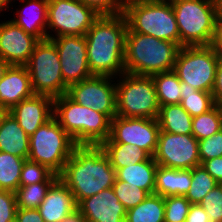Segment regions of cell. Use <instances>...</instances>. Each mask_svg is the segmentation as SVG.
<instances>
[{
  "instance_id": "obj_1",
  "label": "cell",
  "mask_w": 222,
  "mask_h": 222,
  "mask_svg": "<svg viewBox=\"0 0 222 222\" xmlns=\"http://www.w3.org/2000/svg\"><path fill=\"white\" fill-rule=\"evenodd\" d=\"M127 21L123 13L100 15L86 32L87 58L92 75L118 77L125 73Z\"/></svg>"
},
{
  "instance_id": "obj_2",
  "label": "cell",
  "mask_w": 222,
  "mask_h": 222,
  "mask_svg": "<svg viewBox=\"0 0 222 222\" xmlns=\"http://www.w3.org/2000/svg\"><path fill=\"white\" fill-rule=\"evenodd\" d=\"M59 178L72 192L78 205L83 199L111 188L116 170L100 145H77Z\"/></svg>"
},
{
  "instance_id": "obj_3",
  "label": "cell",
  "mask_w": 222,
  "mask_h": 222,
  "mask_svg": "<svg viewBox=\"0 0 222 222\" xmlns=\"http://www.w3.org/2000/svg\"><path fill=\"white\" fill-rule=\"evenodd\" d=\"M180 46L150 35L131 32L125 37V73L152 76L174 69Z\"/></svg>"
},
{
  "instance_id": "obj_4",
  "label": "cell",
  "mask_w": 222,
  "mask_h": 222,
  "mask_svg": "<svg viewBox=\"0 0 222 222\" xmlns=\"http://www.w3.org/2000/svg\"><path fill=\"white\" fill-rule=\"evenodd\" d=\"M53 117L77 145H100L109 138L111 119L76 103L67 94L54 98Z\"/></svg>"
},
{
  "instance_id": "obj_5",
  "label": "cell",
  "mask_w": 222,
  "mask_h": 222,
  "mask_svg": "<svg viewBox=\"0 0 222 222\" xmlns=\"http://www.w3.org/2000/svg\"><path fill=\"white\" fill-rule=\"evenodd\" d=\"M123 14L131 32L180 46L179 30L170 0H125Z\"/></svg>"
},
{
  "instance_id": "obj_6",
  "label": "cell",
  "mask_w": 222,
  "mask_h": 222,
  "mask_svg": "<svg viewBox=\"0 0 222 222\" xmlns=\"http://www.w3.org/2000/svg\"><path fill=\"white\" fill-rule=\"evenodd\" d=\"M175 14L180 47L212 43L219 5L215 0H170Z\"/></svg>"
},
{
  "instance_id": "obj_7",
  "label": "cell",
  "mask_w": 222,
  "mask_h": 222,
  "mask_svg": "<svg viewBox=\"0 0 222 222\" xmlns=\"http://www.w3.org/2000/svg\"><path fill=\"white\" fill-rule=\"evenodd\" d=\"M77 144L54 117L30 136L28 160L46 166L58 176Z\"/></svg>"
},
{
  "instance_id": "obj_8",
  "label": "cell",
  "mask_w": 222,
  "mask_h": 222,
  "mask_svg": "<svg viewBox=\"0 0 222 222\" xmlns=\"http://www.w3.org/2000/svg\"><path fill=\"white\" fill-rule=\"evenodd\" d=\"M117 115L157 119L159 103L152 76L123 73L116 77Z\"/></svg>"
},
{
  "instance_id": "obj_9",
  "label": "cell",
  "mask_w": 222,
  "mask_h": 222,
  "mask_svg": "<svg viewBox=\"0 0 222 222\" xmlns=\"http://www.w3.org/2000/svg\"><path fill=\"white\" fill-rule=\"evenodd\" d=\"M25 66L35 94L54 99L67 93L57 47L51 40L39 41Z\"/></svg>"
},
{
  "instance_id": "obj_10",
  "label": "cell",
  "mask_w": 222,
  "mask_h": 222,
  "mask_svg": "<svg viewBox=\"0 0 222 222\" xmlns=\"http://www.w3.org/2000/svg\"><path fill=\"white\" fill-rule=\"evenodd\" d=\"M219 58L210 45L183 46L177 53L173 71L181 82L212 93Z\"/></svg>"
},
{
  "instance_id": "obj_11",
  "label": "cell",
  "mask_w": 222,
  "mask_h": 222,
  "mask_svg": "<svg viewBox=\"0 0 222 222\" xmlns=\"http://www.w3.org/2000/svg\"><path fill=\"white\" fill-rule=\"evenodd\" d=\"M99 16L80 0H48L47 39L85 36Z\"/></svg>"
},
{
  "instance_id": "obj_12",
  "label": "cell",
  "mask_w": 222,
  "mask_h": 222,
  "mask_svg": "<svg viewBox=\"0 0 222 222\" xmlns=\"http://www.w3.org/2000/svg\"><path fill=\"white\" fill-rule=\"evenodd\" d=\"M84 107L107 115L111 120L117 115L116 78L93 75L71 85L66 93Z\"/></svg>"
},
{
  "instance_id": "obj_13",
  "label": "cell",
  "mask_w": 222,
  "mask_h": 222,
  "mask_svg": "<svg viewBox=\"0 0 222 222\" xmlns=\"http://www.w3.org/2000/svg\"><path fill=\"white\" fill-rule=\"evenodd\" d=\"M154 161L173 169H192L200 165L199 141L192 134L159 131Z\"/></svg>"
},
{
  "instance_id": "obj_14",
  "label": "cell",
  "mask_w": 222,
  "mask_h": 222,
  "mask_svg": "<svg viewBox=\"0 0 222 222\" xmlns=\"http://www.w3.org/2000/svg\"><path fill=\"white\" fill-rule=\"evenodd\" d=\"M159 123L157 119L121 117L111 120L110 135L102 143H124L147 151L152 157L158 143Z\"/></svg>"
},
{
  "instance_id": "obj_15",
  "label": "cell",
  "mask_w": 222,
  "mask_h": 222,
  "mask_svg": "<svg viewBox=\"0 0 222 222\" xmlns=\"http://www.w3.org/2000/svg\"><path fill=\"white\" fill-rule=\"evenodd\" d=\"M50 40L57 47L62 77L68 88L93 76L89 69L85 36H59Z\"/></svg>"
},
{
  "instance_id": "obj_16",
  "label": "cell",
  "mask_w": 222,
  "mask_h": 222,
  "mask_svg": "<svg viewBox=\"0 0 222 222\" xmlns=\"http://www.w3.org/2000/svg\"><path fill=\"white\" fill-rule=\"evenodd\" d=\"M0 18V58L10 65L25 66L39 40L17 26L9 16Z\"/></svg>"
},
{
  "instance_id": "obj_17",
  "label": "cell",
  "mask_w": 222,
  "mask_h": 222,
  "mask_svg": "<svg viewBox=\"0 0 222 222\" xmlns=\"http://www.w3.org/2000/svg\"><path fill=\"white\" fill-rule=\"evenodd\" d=\"M47 14L48 0H16L7 16L26 33L43 41L47 39Z\"/></svg>"
},
{
  "instance_id": "obj_18",
  "label": "cell",
  "mask_w": 222,
  "mask_h": 222,
  "mask_svg": "<svg viewBox=\"0 0 222 222\" xmlns=\"http://www.w3.org/2000/svg\"><path fill=\"white\" fill-rule=\"evenodd\" d=\"M53 101L50 96L34 94L23 99L8 111L30 137L53 117Z\"/></svg>"
},
{
  "instance_id": "obj_19",
  "label": "cell",
  "mask_w": 222,
  "mask_h": 222,
  "mask_svg": "<svg viewBox=\"0 0 222 222\" xmlns=\"http://www.w3.org/2000/svg\"><path fill=\"white\" fill-rule=\"evenodd\" d=\"M77 207L88 222H125L127 210L112 187L83 199Z\"/></svg>"
},
{
  "instance_id": "obj_20",
  "label": "cell",
  "mask_w": 222,
  "mask_h": 222,
  "mask_svg": "<svg viewBox=\"0 0 222 222\" xmlns=\"http://www.w3.org/2000/svg\"><path fill=\"white\" fill-rule=\"evenodd\" d=\"M34 94L26 66L10 65L0 80V105L10 111L23 99Z\"/></svg>"
},
{
  "instance_id": "obj_21",
  "label": "cell",
  "mask_w": 222,
  "mask_h": 222,
  "mask_svg": "<svg viewBox=\"0 0 222 222\" xmlns=\"http://www.w3.org/2000/svg\"><path fill=\"white\" fill-rule=\"evenodd\" d=\"M76 208L72 192L58 178L48 189L38 210L45 222H59Z\"/></svg>"
},
{
  "instance_id": "obj_22",
  "label": "cell",
  "mask_w": 222,
  "mask_h": 222,
  "mask_svg": "<svg viewBox=\"0 0 222 222\" xmlns=\"http://www.w3.org/2000/svg\"><path fill=\"white\" fill-rule=\"evenodd\" d=\"M29 146L30 137L8 112L0 123V151L28 159Z\"/></svg>"
},
{
  "instance_id": "obj_23",
  "label": "cell",
  "mask_w": 222,
  "mask_h": 222,
  "mask_svg": "<svg viewBox=\"0 0 222 222\" xmlns=\"http://www.w3.org/2000/svg\"><path fill=\"white\" fill-rule=\"evenodd\" d=\"M191 182V169L179 170L158 165L154 194L163 197L185 196Z\"/></svg>"
},
{
  "instance_id": "obj_24",
  "label": "cell",
  "mask_w": 222,
  "mask_h": 222,
  "mask_svg": "<svg viewBox=\"0 0 222 222\" xmlns=\"http://www.w3.org/2000/svg\"><path fill=\"white\" fill-rule=\"evenodd\" d=\"M158 164L151 157L149 160L125 166L116 171V178L129 186L139 187L149 194H154L156 170Z\"/></svg>"
},
{
  "instance_id": "obj_25",
  "label": "cell",
  "mask_w": 222,
  "mask_h": 222,
  "mask_svg": "<svg viewBox=\"0 0 222 222\" xmlns=\"http://www.w3.org/2000/svg\"><path fill=\"white\" fill-rule=\"evenodd\" d=\"M100 147L109 158L111 166L117 171L125 166L149 160L152 156L137 146L124 143H101Z\"/></svg>"
},
{
  "instance_id": "obj_26",
  "label": "cell",
  "mask_w": 222,
  "mask_h": 222,
  "mask_svg": "<svg viewBox=\"0 0 222 222\" xmlns=\"http://www.w3.org/2000/svg\"><path fill=\"white\" fill-rule=\"evenodd\" d=\"M157 120L161 131L172 134H192V117L180 104L160 106Z\"/></svg>"
},
{
  "instance_id": "obj_27",
  "label": "cell",
  "mask_w": 222,
  "mask_h": 222,
  "mask_svg": "<svg viewBox=\"0 0 222 222\" xmlns=\"http://www.w3.org/2000/svg\"><path fill=\"white\" fill-rule=\"evenodd\" d=\"M164 197L149 194L137 206L126 211L125 222H164Z\"/></svg>"
},
{
  "instance_id": "obj_28",
  "label": "cell",
  "mask_w": 222,
  "mask_h": 222,
  "mask_svg": "<svg viewBox=\"0 0 222 222\" xmlns=\"http://www.w3.org/2000/svg\"><path fill=\"white\" fill-rule=\"evenodd\" d=\"M159 106L180 104L181 81L172 70L152 75Z\"/></svg>"
},
{
  "instance_id": "obj_29",
  "label": "cell",
  "mask_w": 222,
  "mask_h": 222,
  "mask_svg": "<svg viewBox=\"0 0 222 222\" xmlns=\"http://www.w3.org/2000/svg\"><path fill=\"white\" fill-rule=\"evenodd\" d=\"M180 105L193 118L209 111L215 105V102L211 92L200 91L181 82Z\"/></svg>"
},
{
  "instance_id": "obj_30",
  "label": "cell",
  "mask_w": 222,
  "mask_h": 222,
  "mask_svg": "<svg viewBox=\"0 0 222 222\" xmlns=\"http://www.w3.org/2000/svg\"><path fill=\"white\" fill-rule=\"evenodd\" d=\"M25 160L0 151V190L17 191Z\"/></svg>"
},
{
  "instance_id": "obj_31",
  "label": "cell",
  "mask_w": 222,
  "mask_h": 222,
  "mask_svg": "<svg viewBox=\"0 0 222 222\" xmlns=\"http://www.w3.org/2000/svg\"><path fill=\"white\" fill-rule=\"evenodd\" d=\"M222 130V107L214 105L209 111L192 118V135L199 141Z\"/></svg>"
},
{
  "instance_id": "obj_32",
  "label": "cell",
  "mask_w": 222,
  "mask_h": 222,
  "mask_svg": "<svg viewBox=\"0 0 222 222\" xmlns=\"http://www.w3.org/2000/svg\"><path fill=\"white\" fill-rule=\"evenodd\" d=\"M191 177V186L185 195L191 204H199L219 184L201 165L191 169Z\"/></svg>"
},
{
  "instance_id": "obj_33",
  "label": "cell",
  "mask_w": 222,
  "mask_h": 222,
  "mask_svg": "<svg viewBox=\"0 0 222 222\" xmlns=\"http://www.w3.org/2000/svg\"><path fill=\"white\" fill-rule=\"evenodd\" d=\"M54 182H40L27 186H19L16 193L17 207L38 209L48 189Z\"/></svg>"
},
{
  "instance_id": "obj_34",
  "label": "cell",
  "mask_w": 222,
  "mask_h": 222,
  "mask_svg": "<svg viewBox=\"0 0 222 222\" xmlns=\"http://www.w3.org/2000/svg\"><path fill=\"white\" fill-rule=\"evenodd\" d=\"M58 178L59 176L51 172L46 166L26 159L21 170L20 186L40 182H55Z\"/></svg>"
},
{
  "instance_id": "obj_35",
  "label": "cell",
  "mask_w": 222,
  "mask_h": 222,
  "mask_svg": "<svg viewBox=\"0 0 222 222\" xmlns=\"http://www.w3.org/2000/svg\"><path fill=\"white\" fill-rule=\"evenodd\" d=\"M112 189L126 210L137 206L149 195L146 190L140 189L137 186H129L126 182L118 180L117 178L114 181Z\"/></svg>"
},
{
  "instance_id": "obj_36",
  "label": "cell",
  "mask_w": 222,
  "mask_h": 222,
  "mask_svg": "<svg viewBox=\"0 0 222 222\" xmlns=\"http://www.w3.org/2000/svg\"><path fill=\"white\" fill-rule=\"evenodd\" d=\"M164 222H185L191 203L185 196L164 197Z\"/></svg>"
},
{
  "instance_id": "obj_37",
  "label": "cell",
  "mask_w": 222,
  "mask_h": 222,
  "mask_svg": "<svg viewBox=\"0 0 222 222\" xmlns=\"http://www.w3.org/2000/svg\"><path fill=\"white\" fill-rule=\"evenodd\" d=\"M209 217V222H222V185L217 184L199 203Z\"/></svg>"
},
{
  "instance_id": "obj_38",
  "label": "cell",
  "mask_w": 222,
  "mask_h": 222,
  "mask_svg": "<svg viewBox=\"0 0 222 222\" xmlns=\"http://www.w3.org/2000/svg\"><path fill=\"white\" fill-rule=\"evenodd\" d=\"M200 165L213 158L222 156V130L203 140H199Z\"/></svg>"
},
{
  "instance_id": "obj_39",
  "label": "cell",
  "mask_w": 222,
  "mask_h": 222,
  "mask_svg": "<svg viewBox=\"0 0 222 222\" xmlns=\"http://www.w3.org/2000/svg\"><path fill=\"white\" fill-rule=\"evenodd\" d=\"M17 208L16 193L0 190V222H15Z\"/></svg>"
},
{
  "instance_id": "obj_40",
  "label": "cell",
  "mask_w": 222,
  "mask_h": 222,
  "mask_svg": "<svg viewBox=\"0 0 222 222\" xmlns=\"http://www.w3.org/2000/svg\"><path fill=\"white\" fill-rule=\"evenodd\" d=\"M92 7L99 15H117L123 13L125 0H80Z\"/></svg>"
},
{
  "instance_id": "obj_41",
  "label": "cell",
  "mask_w": 222,
  "mask_h": 222,
  "mask_svg": "<svg viewBox=\"0 0 222 222\" xmlns=\"http://www.w3.org/2000/svg\"><path fill=\"white\" fill-rule=\"evenodd\" d=\"M201 166L219 183H222V156L208 159Z\"/></svg>"
},
{
  "instance_id": "obj_42",
  "label": "cell",
  "mask_w": 222,
  "mask_h": 222,
  "mask_svg": "<svg viewBox=\"0 0 222 222\" xmlns=\"http://www.w3.org/2000/svg\"><path fill=\"white\" fill-rule=\"evenodd\" d=\"M15 222H45L38 209L17 208Z\"/></svg>"
},
{
  "instance_id": "obj_43",
  "label": "cell",
  "mask_w": 222,
  "mask_h": 222,
  "mask_svg": "<svg viewBox=\"0 0 222 222\" xmlns=\"http://www.w3.org/2000/svg\"><path fill=\"white\" fill-rule=\"evenodd\" d=\"M212 94L215 104L222 107V58L218 61Z\"/></svg>"
},
{
  "instance_id": "obj_44",
  "label": "cell",
  "mask_w": 222,
  "mask_h": 222,
  "mask_svg": "<svg viewBox=\"0 0 222 222\" xmlns=\"http://www.w3.org/2000/svg\"><path fill=\"white\" fill-rule=\"evenodd\" d=\"M185 222H209V217L200 204H191Z\"/></svg>"
},
{
  "instance_id": "obj_45",
  "label": "cell",
  "mask_w": 222,
  "mask_h": 222,
  "mask_svg": "<svg viewBox=\"0 0 222 222\" xmlns=\"http://www.w3.org/2000/svg\"><path fill=\"white\" fill-rule=\"evenodd\" d=\"M215 53L222 58V19L219 17L216 23L214 36L210 45Z\"/></svg>"
},
{
  "instance_id": "obj_46",
  "label": "cell",
  "mask_w": 222,
  "mask_h": 222,
  "mask_svg": "<svg viewBox=\"0 0 222 222\" xmlns=\"http://www.w3.org/2000/svg\"><path fill=\"white\" fill-rule=\"evenodd\" d=\"M59 222H88L85 216L82 214L80 209L77 207L73 211H71L68 215H66Z\"/></svg>"
},
{
  "instance_id": "obj_47",
  "label": "cell",
  "mask_w": 222,
  "mask_h": 222,
  "mask_svg": "<svg viewBox=\"0 0 222 222\" xmlns=\"http://www.w3.org/2000/svg\"><path fill=\"white\" fill-rule=\"evenodd\" d=\"M16 0H0V16H7Z\"/></svg>"
},
{
  "instance_id": "obj_48",
  "label": "cell",
  "mask_w": 222,
  "mask_h": 222,
  "mask_svg": "<svg viewBox=\"0 0 222 222\" xmlns=\"http://www.w3.org/2000/svg\"><path fill=\"white\" fill-rule=\"evenodd\" d=\"M9 66L10 64L8 62L0 58V80L3 78Z\"/></svg>"
},
{
  "instance_id": "obj_49",
  "label": "cell",
  "mask_w": 222,
  "mask_h": 222,
  "mask_svg": "<svg viewBox=\"0 0 222 222\" xmlns=\"http://www.w3.org/2000/svg\"><path fill=\"white\" fill-rule=\"evenodd\" d=\"M7 113L8 111L2 105H0V123Z\"/></svg>"
},
{
  "instance_id": "obj_50",
  "label": "cell",
  "mask_w": 222,
  "mask_h": 222,
  "mask_svg": "<svg viewBox=\"0 0 222 222\" xmlns=\"http://www.w3.org/2000/svg\"><path fill=\"white\" fill-rule=\"evenodd\" d=\"M219 5V17L222 19V0L218 2Z\"/></svg>"
}]
</instances>
